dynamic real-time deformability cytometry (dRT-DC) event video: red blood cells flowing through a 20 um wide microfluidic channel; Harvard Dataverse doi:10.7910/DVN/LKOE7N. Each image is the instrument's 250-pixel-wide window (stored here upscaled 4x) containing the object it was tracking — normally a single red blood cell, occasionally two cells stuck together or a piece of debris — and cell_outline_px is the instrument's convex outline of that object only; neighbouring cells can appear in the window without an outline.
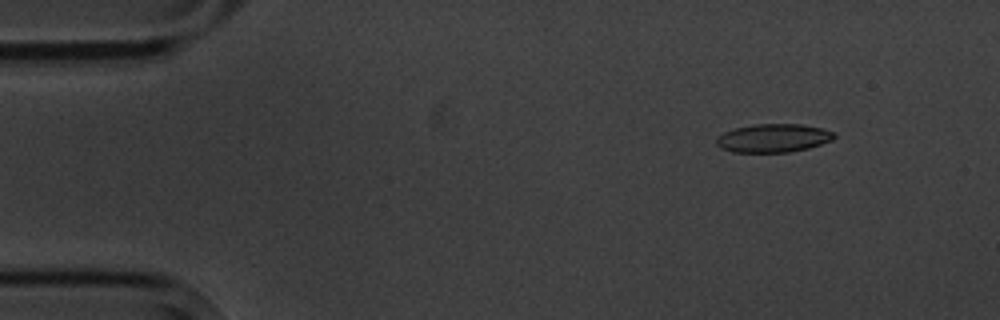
{"species": "common noctule bat (a hibernating species)", "species_latin": "Nyctalus noctula", "temperature_condition": "cold", "stored_images_in_passage": 5, "camera_frame_rate_fps": 3000, "um_per_image_px": 0.085, "animal": {"sex": "male", "body_mass_g": 20.1, "forearm_length_mm": 53.5}, "frame": {"image": 1, "passage_image": 2, "time_ms": 1.333, "image_size_px": [1000, 320], "cell_outline_px": [[836, 136], [832, 140], [808, 148], [788, 152], [732, 152], [720, 148], [716, 144], [716, 140], [724, 132], [736, 128], [756, 124], [800, 124], [820, 128], [836, 132]], "centroid_in_image_um": [65.74, 11.74], "position_along_channel_um": 19.3, "area_um2": 19.36}}
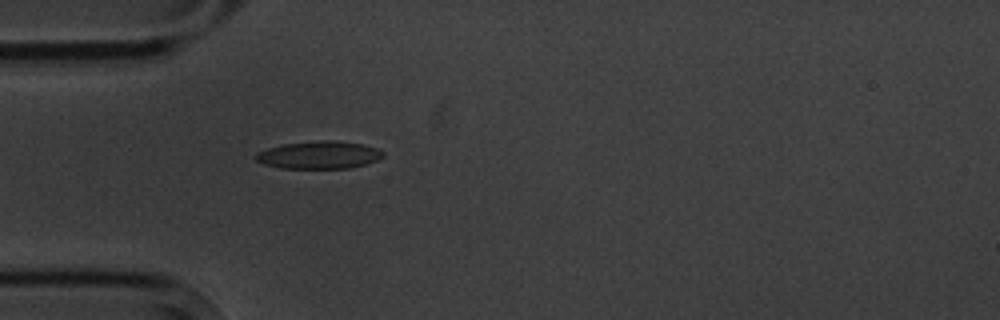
{"frame": {"image": 2, "passage_image": 5, "time_ms": 4.667, "image_size_px": [1000, 320], "cell_outline_px": [[384, 156], [376, 160], [364, 164], [348, 168], [280, 168], [264, 164], [256, 160], [252, 156], [256, 152], [268, 148], [284, 144], [320, 140], [332, 140], [364, 144], [376, 148], [384, 152]], "centroid_in_image_um": [27.09, 13.17], "position_along_channel_um": 57.9, "area_um2": 20.46}}